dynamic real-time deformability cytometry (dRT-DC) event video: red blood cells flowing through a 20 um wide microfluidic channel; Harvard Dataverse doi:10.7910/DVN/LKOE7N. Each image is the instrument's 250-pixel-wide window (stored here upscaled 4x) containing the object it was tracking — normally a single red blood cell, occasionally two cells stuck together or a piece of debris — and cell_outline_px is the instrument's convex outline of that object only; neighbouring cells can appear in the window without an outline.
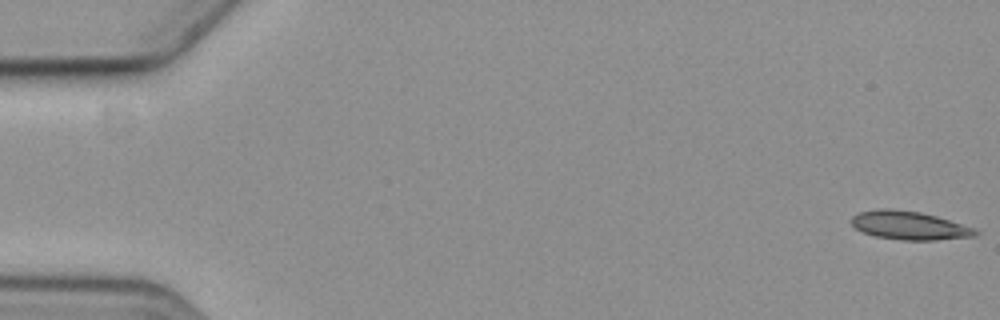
{"species": "common noctule bat (a hibernating species)", "species_latin": "Nyctalus noctula", "temperature_condition": "cold", "stored_images_in_passage": 53, "camera_frame_rate_fps": 3000, "um_per_image_px": 0.085, "animal": {"sex": "female", "body_mass_g": 19.3, "forearm_length_mm": 54.1}, "frame": {"image": 1, "passage_image": 1, "time_ms": 0.0, "image_size_px": [1000, 320], "cell_outline_px": [[980, 232], [976, 236], [936, 240], [904, 240], [876, 236], [864, 232], [856, 228], [852, 224], [852, 216], [860, 212], [876, 208], [892, 208], [920, 212], [936, 216], [976, 228]], "centroid_in_image_um": [77.32, 19.15], "position_along_channel_um": 7.7, "area_um2": 20.58}}
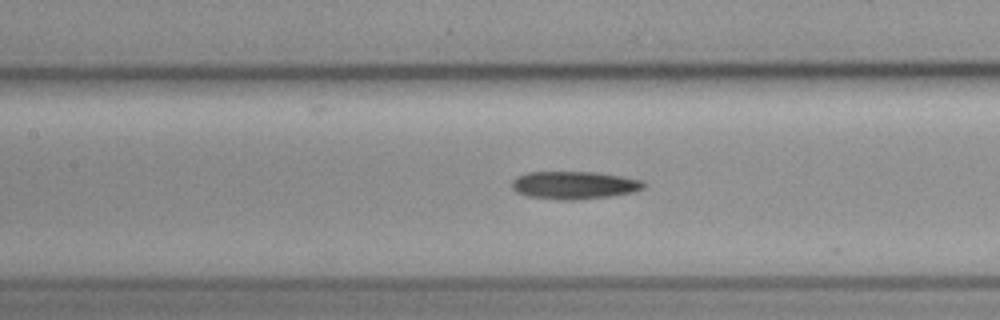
{"frame": {"image": 2, "passage_image": 27, "time_ms": 8.667, "image_size_px": [1000, 320], "cell_outline_px": [[648, 184], [644, 188], [636, 192], [608, 196], [576, 200], [560, 200], [528, 196], [516, 192], [512, 188], [512, 180], [516, 176], [528, 172], [600, 172], [644, 180]], "centroid_in_image_um": [48.85, 15.73], "position_along_channel_um": 158.5, "area_um2": 21.68}}
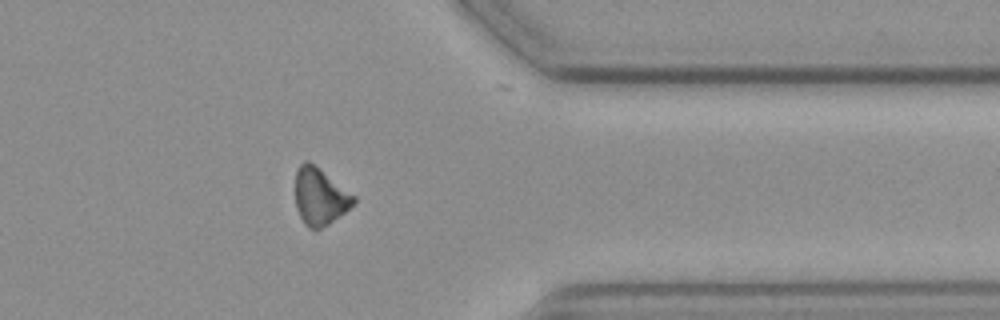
{"frame": {"image": 3, "passage_image": 47, "time_ms": 15.333, "image_size_px": [1000, 320], "cell_outline_px": [[356, 204], [328, 224], [320, 228], [308, 228], [304, 224], [296, 208], [296, 172], [300, 164], [304, 160], [308, 160], [356, 196]], "centroid_in_image_um": [27.21, 16.7], "position_along_channel_um": 384.2, "area_um2": 19.25}}